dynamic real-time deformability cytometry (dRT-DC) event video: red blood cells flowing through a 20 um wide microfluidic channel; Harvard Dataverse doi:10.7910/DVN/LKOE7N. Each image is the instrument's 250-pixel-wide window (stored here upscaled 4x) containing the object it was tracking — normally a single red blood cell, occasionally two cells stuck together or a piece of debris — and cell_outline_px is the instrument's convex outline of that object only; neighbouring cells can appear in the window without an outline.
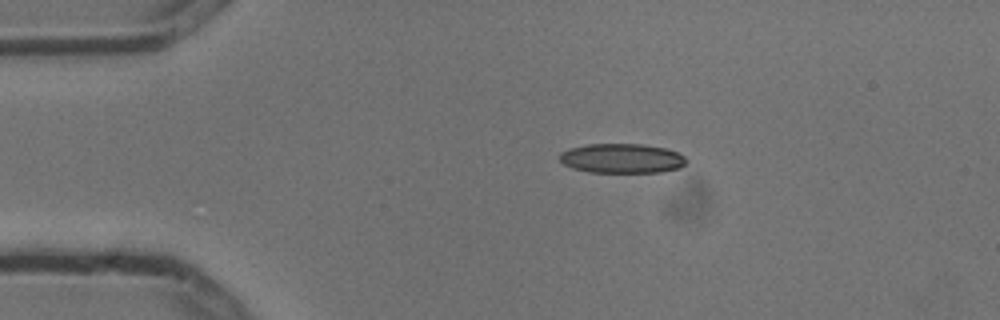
{"species": "common noctule bat (a hibernating species)", "species_latin": "Nyctalus noctula", "temperature_condition": "cold", "stored_images_in_passage": 6, "camera_frame_rate_fps": 3000, "um_per_image_px": 0.085, "animal": {"sex": "male", "body_mass_g": 13.3}, "frame": {"image": 1, "passage_image": 1, "time_ms": 0.0, "image_size_px": [1000, 320], "cell_outline_px": [[688, 160], [680, 168], [660, 172], [588, 172], [572, 168], [564, 164], [560, 160], [560, 152], [572, 148], [588, 144], [640, 144], [664, 148], [676, 152], [684, 156]], "centroid_in_image_um": [52.86, 13.47], "position_along_channel_um": 32.1, "area_um2": 21.68}}
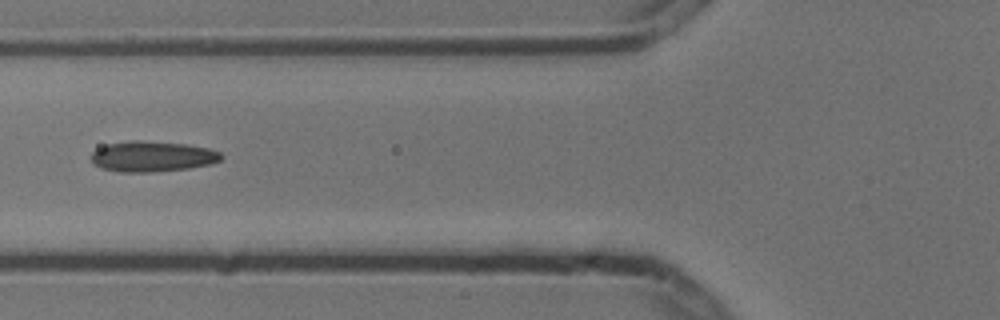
{"frame": {"image": 2, "passage_image": 4, "time_ms": 1.0, "image_size_px": [1000, 320], "cell_outline_px": [[224, 156], [220, 160], [208, 164], [188, 168], [152, 172], [120, 172], [100, 168], [88, 156], [96, 148], [108, 144], [132, 140], [144, 140], [188, 144], [208, 148], [220, 152]], "centroid_in_image_um": [12.91, 13.29], "position_along_channel_um": 112.9, "area_um2": 23.29}}
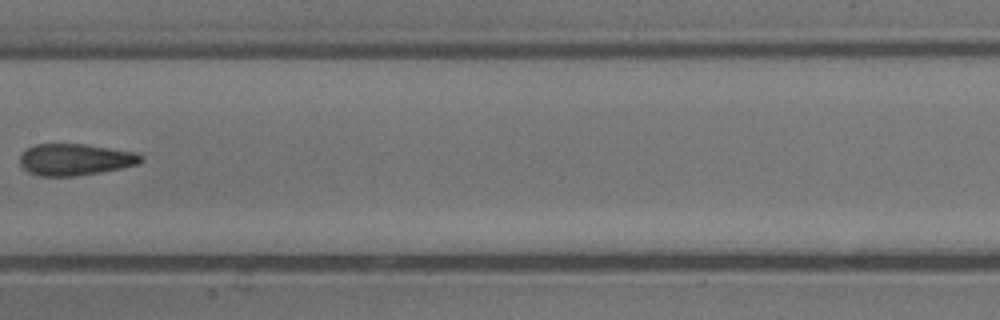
{"frame": {"image": 3, "passage_image": 6, "time_ms": 1.667, "image_size_px": [1000, 320], "cell_outline_px": [[144, 160], [140, 164], [100, 172], [72, 176], [40, 176], [28, 172], [20, 164], [20, 156], [28, 148], [36, 144], [84, 144], [136, 152], [144, 156]], "centroid_in_image_um": [6.42, 13.56], "position_along_channel_um": 201.0, "area_um2": 22.25}}